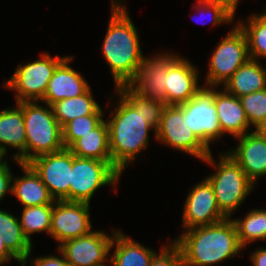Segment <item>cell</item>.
Returning a JSON list of instances; mask_svg holds the SVG:
<instances>
[{"label": "cell", "mask_w": 266, "mask_h": 266, "mask_svg": "<svg viewBox=\"0 0 266 266\" xmlns=\"http://www.w3.org/2000/svg\"><path fill=\"white\" fill-rule=\"evenodd\" d=\"M197 1H198L197 4L193 6L194 7L193 10L195 9L196 11L201 13L202 16L211 15L210 20L212 21L211 23L213 26L225 23L230 24V22L233 23V20H235L234 19L235 17L231 13H229L219 2H216L214 0H197Z\"/></svg>", "instance_id": "1f68e13d"}, {"label": "cell", "mask_w": 266, "mask_h": 266, "mask_svg": "<svg viewBox=\"0 0 266 266\" xmlns=\"http://www.w3.org/2000/svg\"><path fill=\"white\" fill-rule=\"evenodd\" d=\"M91 231L90 203L65 200L54 202L49 235L59 245Z\"/></svg>", "instance_id": "4fadbf2b"}, {"label": "cell", "mask_w": 266, "mask_h": 266, "mask_svg": "<svg viewBox=\"0 0 266 266\" xmlns=\"http://www.w3.org/2000/svg\"><path fill=\"white\" fill-rule=\"evenodd\" d=\"M66 56H50L47 52L27 64L18 65L10 79L3 86L15 91L16 103L22 101H41L44 98L49 80L55 68Z\"/></svg>", "instance_id": "52a82bcc"}, {"label": "cell", "mask_w": 266, "mask_h": 266, "mask_svg": "<svg viewBox=\"0 0 266 266\" xmlns=\"http://www.w3.org/2000/svg\"><path fill=\"white\" fill-rule=\"evenodd\" d=\"M234 25L210 56L205 86H223L250 58L246 36L237 24Z\"/></svg>", "instance_id": "9c48e42d"}, {"label": "cell", "mask_w": 266, "mask_h": 266, "mask_svg": "<svg viewBox=\"0 0 266 266\" xmlns=\"http://www.w3.org/2000/svg\"><path fill=\"white\" fill-rule=\"evenodd\" d=\"M104 114H89L75 118L62 127V139L65 148H69L77 139L97 128Z\"/></svg>", "instance_id": "f546056e"}, {"label": "cell", "mask_w": 266, "mask_h": 266, "mask_svg": "<svg viewBox=\"0 0 266 266\" xmlns=\"http://www.w3.org/2000/svg\"><path fill=\"white\" fill-rule=\"evenodd\" d=\"M0 235L6 247L24 264L30 259L32 243L25 237L19 218L0 209Z\"/></svg>", "instance_id": "484cf974"}, {"label": "cell", "mask_w": 266, "mask_h": 266, "mask_svg": "<svg viewBox=\"0 0 266 266\" xmlns=\"http://www.w3.org/2000/svg\"><path fill=\"white\" fill-rule=\"evenodd\" d=\"M13 173L9 168L8 162L0 166V202L12 189Z\"/></svg>", "instance_id": "e575fe53"}, {"label": "cell", "mask_w": 266, "mask_h": 266, "mask_svg": "<svg viewBox=\"0 0 266 266\" xmlns=\"http://www.w3.org/2000/svg\"><path fill=\"white\" fill-rule=\"evenodd\" d=\"M215 161L212 153L203 160L216 170L206 179L213 187L219 210L226 218H232V212L238 210L255 185L227 152L220 154L219 162Z\"/></svg>", "instance_id": "277c9868"}, {"label": "cell", "mask_w": 266, "mask_h": 266, "mask_svg": "<svg viewBox=\"0 0 266 266\" xmlns=\"http://www.w3.org/2000/svg\"><path fill=\"white\" fill-rule=\"evenodd\" d=\"M111 0V14L102 53L108 63L115 89L128 85L145 57L141 50L139 32L131 20L123 0Z\"/></svg>", "instance_id": "7a4b0ae2"}, {"label": "cell", "mask_w": 266, "mask_h": 266, "mask_svg": "<svg viewBox=\"0 0 266 266\" xmlns=\"http://www.w3.org/2000/svg\"><path fill=\"white\" fill-rule=\"evenodd\" d=\"M253 266H266V248L260 247L250 255Z\"/></svg>", "instance_id": "8d00e7d4"}, {"label": "cell", "mask_w": 266, "mask_h": 266, "mask_svg": "<svg viewBox=\"0 0 266 266\" xmlns=\"http://www.w3.org/2000/svg\"><path fill=\"white\" fill-rule=\"evenodd\" d=\"M58 253H60V257L56 255H50V256H43V257H37L36 259H32L30 261L31 266H70L68 262L66 261V258L64 254L59 250Z\"/></svg>", "instance_id": "836d02e7"}, {"label": "cell", "mask_w": 266, "mask_h": 266, "mask_svg": "<svg viewBox=\"0 0 266 266\" xmlns=\"http://www.w3.org/2000/svg\"><path fill=\"white\" fill-rule=\"evenodd\" d=\"M53 204L23 207L21 219L19 220L22 232L32 243L31 234L46 232L49 235L51 230V217Z\"/></svg>", "instance_id": "f1b7e54d"}, {"label": "cell", "mask_w": 266, "mask_h": 266, "mask_svg": "<svg viewBox=\"0 0 266 266\" xmlns=\"http://www.w3.org/2000/svg\"><path fill=\"white\" fill-rule=\"evenodd\" d=\"M215 87L214 103L217 109L220 128L223 134H230L234 138L251 131L245 110L240 99L227 93L225 90H217Z\"/></svg>", "instance_id": "ffe728a7"}, {"label": "cell", "mask_w": 266, "mask_h": 266, "mask_svg": "<svg viewBox=\"0 0 266 266\" xmlns=\"http://www.w3.org/2000/svg\"><path fill=\"white\" fill-rule=\"evenodd\" d=\"M169 244L163 245L161 252L154 255L150 266H183L182 256L178 246L172 240Z\"/></svg>", "instance_id": "d6a6232c"}, {"label": "cell", "mask_w": 266, "mask_h": 266, "mask_svg": "<svg viewBox=\"0 0 266 266\" xmlns=\"http://www.w3.org/2000/svg\"><path fill=\"white\" fill-rule=\"evenodd\" d=\"M8 147L18 151L11 158L26 163V132L23 118V101L16 107L0 111V148L7 154Z\"/></svg>", "instance_id": "d6986e66"}, {"label": "cell", "mask_w": 266, "mask_h": 266, "mask_svg": "<svg viewBox=\"0 0 266 266\" xmlns=\"http://www.w3.org/2000/svg\"><path fill=\"white\" fill-rule=\"evenodd\" d=\"M116 231L113 230L111 236L104 231L93 230L86 235L64 241L58 249L70 266H107L105 263L110 262L108 255Z\"/></svg>", "instance_id": "8fae6325"}, {"label": "cell", "mask_w": 266, "mask_h": 266, "mask_svg": "<svg viewBox=\"0 0 266 266\" xmlns=\"http://www.w3.org/2000/svg\"><path fill=\"white\" fill-rule=\"evenodd\" d=\"M121 175L112 162L81 158L72 153L69 201L90 203L100 187L113 185L114 190Z\"/></svg>", "instance_id": "8992f818"}, {"label": "cell", "mask_w": 266, "mask_h": 266, "mask_svg": "<svg viewBox=\"0 0 266 266\" xmlns=\"http://www.w3.org/2000/svg\"><path fill=\"white\" fill-rule=\"evenodd\" d=\"M247 39L248 54L251 59H266V13L253 14L248 21L236 23Z\"/></svg>", "instance_id": "4316f807"}, {"label": "cell", "mask_w": 266, "mask_h": 266, "mask_svg": "<svg viewBox=\"0 0 266 266\" xmlns=\"http://www.w3.org/2000/svg\"><path fill=\"white\" fill-rule=\"evenodd\" d=\"M169 69V53H159L141 60L137 72L128 87L140 96L165 102L166 75Z\"/></svg>", "instance_id": "2e32d148"}, {"label": "cell", "mask_w": 266, "mask_h": 266, "mask_svg": "<svg viewBox=\"0 0 266 266\" xmlns=\"http://www.w3.org/2000/svg\"><path fill=\"white\" fill-rule=\"evenodd\" d=\"M74 56H66L55 68L41 102L52 105L58 101L79 96L89 88L86 79L69 65Z\"/></svg>", "instance_id": "ac0fdd59"}, {"label": "cell", "mask_w": 266, "mask_h": 266, "mask_svg": "<svg viewBox=\"0 0 266 266\" xmlns=\"http://www.w3.org/2000/svg\"><path fill=\"white\" fill-rule=\"evenodd\" d=\"M6 155L7 154L0 148V166L7 162V159H4Z\"/></svg>", "instance_id": "ab89813d"}, {"label": "cell", "mask_w": 266, "mask_h": 266, "mask_svg": "<svg viewBox=\"0 0 266 266\" xmlns=\"http://www.w3.org/2000/svg\"><path fill=\"white\" fill-rule=\"evenodd\" d=\"M199 71L190 60L169 53V69L166 75L165 103L180 105L190 100L202 87L198 83Z\"/></svg>", "instance_id": "9a60e30c"}, {"label": "cell", "mask_w": 266, "mask_h": 266, "mask_svg": "<svg viewBox=\"0 0 266 266\" xmlns=\"http://www.w3.org/2000/svg\"><path fill=\"white\" fill-rule=\"evenodd\" d=\"M38 102L23 101L26 163L37 156L58 152L65 148L62 127L53 115L51 106L46 104L45 108Z\"/></svg>", "instance_id": "5b68a950"}, {"label": "cell", "mask_w": 266, "mask_h": 266, "mask_svg": "<svg viewBox=\"0 0 266 266\" xmlns=\"http://www.w3.org/2000/svg\"><path fill=\"white\" fill-rule=\"evenodd\" d=\"M173 242L180 250L183 266H213L243 251L232 218L184 230Z\"/></svg>", "instance_id": "3957f363"}, {"label": "cell", "mask_w": 266, "mask_h": 266, "mask_svg": "<svg viewBox=\"0 0 266 266\" xmlns=\"http://www.w3.org/2000/svg\"><path fill=\"white\" fill-rule=\"evenodd\" d=\"M28 164L40 176L55 201H69L72 152L68 148L37 156Z\"/></svg>", "instance_id": "7c38bea8"}, {"label": "cell", "mask_w": 266, "mask_h": 266, "mask_svg": "<svg viewBox=\"0 0 266 266\" xmlns=\"http://www.w3.org/2000/svg\"><path fill=\"white\" fill-rule=\"evenodd\" d=\"M252 128L266 117V88L239 97Z\"/></svg>", "instance_id": "4dcf8cb0"}, {"label": "cell", "mask_w": 266, "mask_h": 266, "mask_svg": "<svg viewBox=\"0 0 266 266\" xmlns=\"http://www.w3.org/2000/svg\"><path fill=\"white\" fill-rule=\"evenodd\" d=\"M215 87L203 86L187 102L177 105L189 129L209 149L210 144L224 136L214 103Z\"/></svg>", "instance_id": "ba28073f"}, {"label": "cell", "mask_w": 266, "mask_h": 266, "mask_svg": "<svg viewBox=\"0 0 266 266\" xmlns=\"http://www.w3.org/2000/svg\"><path fill=\"white\" fill-rule=\"evenodd\" d=\"M238 145L227 152L255 185L259 177H266V139L254 131L236 137Z\"/></svg>", "instance_id": "e0dca14e"}, {"label": "cell", "mask_w": 266, "mask_h": 266, "mask_svg": "<svg viewBox=\"0 0 266 266\" xmlns=\"http://www.w3.org/2000/svg\"><path fill=\"white\" fill-rule=\"evenodd\" d=\"M53 115L63 127L67 122L89 114H104L103 109L95 101L91 87L83 94L58 101L51 105Z\"/></svg>", "instance_id": "d4e9b609"}, {"label": "cell", "mask_w": 266, "mask_h": 266, "mask_svg": "<svg viewBox=\"0 0 266 266\" xmlns=\"http://www.w3.org/2000/svg\"><path fill=\"white\" fill-rule=\"evenodd\" d=\"M245 216L243 219L232 218L243 249L253 241L266 239V209H252Z\"/></svg>", "instance_id": "83f0119b"}, {"label": "cell", "mask_w": 266, "mask_h": 266, "mask_svg": "<svg viewBox=\"0 0 266 266\" xmlns=\"http://www.w3.org/2000/svg\"><path fill=\"white\" fill-rule=\"evenodd\" d=\"M0 235V263L5 264L6 262H11L12 259L20 263L21 266H26L24 261L19 260L5 245L4 241L1 240Z\"/></svg>", "instance_id": "d590c367"}, {"label": "cell", "mask_w": 266, "mask_h": 266, "mask_svg": "<svg viewBox=\"0 0 266 266\" xmlns=\"http://www.w3.org/2000/svg\"><path fill=\"white\" fill-rule=\"evenodd\" d=\"M68 149L77 157L112 162L107 121L77 139Z\"/></svg>", "instance_id": "cb8c5ba5"}, {"label": "cell", "mask_w": 266, "mask_h": 266, "mask_svg": "<svg viewBox=\"0 0 266 266\" xmlns=\"http://www.w3.org/2000/svg\"><path fill=\"white\" fill-rule=\"evenodd\" d=\"M113 255L109 257L111 266H150L156 254L152 248H148L117 230L111 244Z\"/></svg>", "instance_id": "603a6c76"}, {"label": "cell", "mask_w": 266, "mask_h": 266, "mask_svg": "<svg viewBox=\"0 0 266 266\" xmlns=\"http://www.w3.org/2000/svg\"><path fill=\"white\" fill-rule=\"evenodd\" d=\"M222 87L227 93L238 98L263 90L266 88V65L260 60L249 58Z\"/></svg>", "instance_id": "7402d4cb"}, {"label": "cell", "mask_w": 266, "mask_h": 266, "mask_svg": "<svg viewBox=\"0 0 266 266\" xmlns=\"http://www.w3.org/2000/svg\"><path fill=\"white\" fill-rule=\"evenodd\" d=\"M17 164L22 168L24 175L12 178L11 194L14 195L23 207L54 204L55 200L48 191L40 176L28 163Z\"/></svg>", "instance_id": "44dd1931"}, {"label": "cell", "mask_w": 266, "mask_h": 266, "mask_svg": "<svg viewBox=\"0 0 266 266\" xmlns=\"http://www.w3.org/2000/svg\"><path fill=\"white\" fill-rule=\"evenodd\" d=\"M115 91L118 104L106 121L112 163L122 174L148 147L149 131L154 130L156 136L166 103L140 96L127 85L117 87Z\"/></svg>", "instance_id": "6da1fadb"}, {"label": "cell", "mask_w": 266, "mask_h": 266, "mask_svg": "<svg viewBox=\"0 0 266 266\" xmlns=\"http://www.w3.org/2000/svg\"><path fill=\"white\" fill-rule=\"evenodd\" d=\"M214 1L219 2L229 13H231L235 17L239 0H214Z\"/></svg>", "instance_id": "74e56055"}, {"label": "cell", "mask_w": 266, "mask_h": 266, "mask_svg": "<svg viewBox=\"0 0 266 266\" xmlns=\"http://www.w3.org/2000/svg\"><path fill=\"white\" fill-rule=\"evenodd\" d=\"M255 130H253L257 135L264 137L266 139V117L257 123L255 126Z\"/></svg>", "instance_id": "f35d334b"}, {"label": "cell", "mask_w": 266, "mask_h": 266, "mask_svg": "<svg viewBox=\"0 0 266 266\" xmlns=\"http://www.w3.org/2000/svg\"><path fill=\"white\" fill-rule=\"evenodd\" d=\"M226 217L219 210L212 185L204 178L192 187L184 205L182 222L184 229L212 225Z\"/></svg>", "instance_id": "5bb4252c"}, {"label": "cell", "mask_w": 266, "mask_h": 266, "mask_svg": "<svg viewBox=\"0 0 266 266\" xmlns=\"http://www.w3.org/2000/svg\"><path fill=\"white\" fill-rule=\"evenodd\" d=\"M155 139L200 161L211 153L189 129L187 122L183 120V111L177 105H166L164 108Z\"/></svg>", "instance_id": "30bf717a"}]
</instances>
